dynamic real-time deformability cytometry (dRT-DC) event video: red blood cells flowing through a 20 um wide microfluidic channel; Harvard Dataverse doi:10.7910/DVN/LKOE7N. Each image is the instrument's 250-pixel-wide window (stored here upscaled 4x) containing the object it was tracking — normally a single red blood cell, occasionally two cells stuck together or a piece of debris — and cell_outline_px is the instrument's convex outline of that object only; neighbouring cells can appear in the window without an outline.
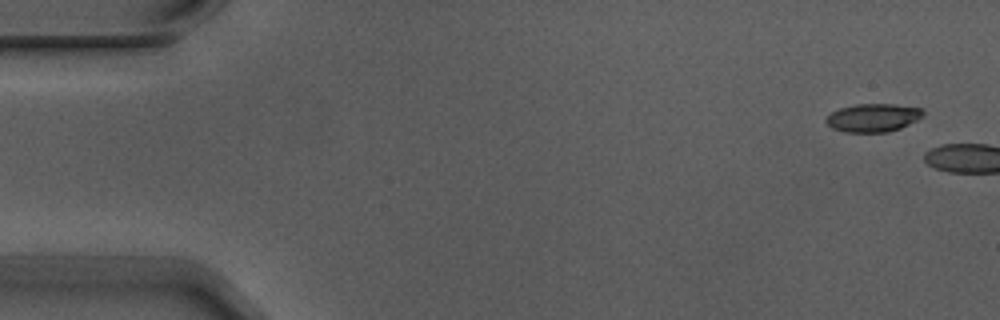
{"species": "Egyptian fruit bat (a non-hibernating species)", "species_latin": "Rousettus aegyptiacus", "temperature_condition": "warm", "stored_images_in_passage": 2, "camera_frame_rate_fps": 3000, "um_per_image_px": 0.085, "animal": {"sex": "male"}, "frame": {"image": 1, "passage_image": 1, "time_ms": 0.0, "image_size_px": [1000, 320], "cell_outline_px": [[924, 116], [900, 128], [888, 132], [844, 132], [832, 128], [824, 120], [832, 112], [840, 108], [856, 104], [896, 104], [924, 108]], "centroid_in_image_um": [74.24, 10.0], "position_along_channel_um": 10.8, "area_um2": 16.01}}